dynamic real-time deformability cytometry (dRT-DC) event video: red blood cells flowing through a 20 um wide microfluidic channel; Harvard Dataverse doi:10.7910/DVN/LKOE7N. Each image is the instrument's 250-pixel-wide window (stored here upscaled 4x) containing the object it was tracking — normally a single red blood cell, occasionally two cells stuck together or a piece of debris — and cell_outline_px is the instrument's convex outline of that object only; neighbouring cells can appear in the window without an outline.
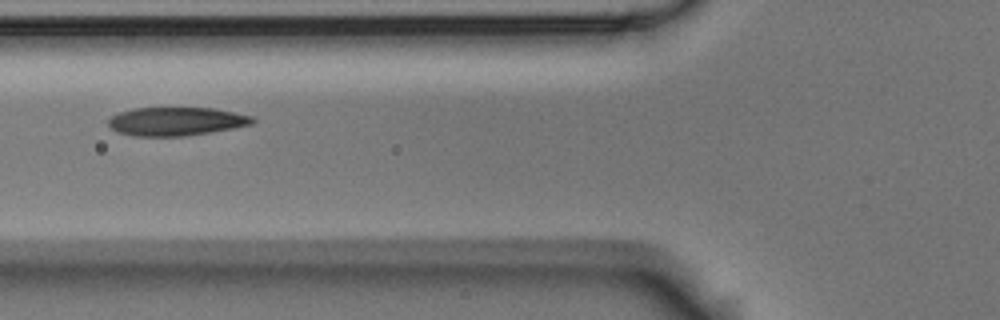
{"species": "Egyptian fruit bat (a non-hibernating species)", "species_latin": "Rousettus aegyptiacus", "temperature_condition": "room temperature", "stored_images_in_passage": 3, "camera_frame_rate_fps": 3000, "um_per_image_px": 0.085, "animal": {"sex": "male"}, "frame": {"image": 1, "passage_image": 3, "time_ms": 0.667, "image_size_px": [1000, 320], "cell_outline_px": [[256, 120], [252, 124], [232, 128], [184, 136], [132, 136], [116, 132], [108, 124], [108, 120], [112, 116], [120, 112], [132, 108], [212, 108], [252, 116]], "centroid_in_image_um": [14.93, 10.32], "position_along_channel_um": 110.9, "area_um2": 23.76}}